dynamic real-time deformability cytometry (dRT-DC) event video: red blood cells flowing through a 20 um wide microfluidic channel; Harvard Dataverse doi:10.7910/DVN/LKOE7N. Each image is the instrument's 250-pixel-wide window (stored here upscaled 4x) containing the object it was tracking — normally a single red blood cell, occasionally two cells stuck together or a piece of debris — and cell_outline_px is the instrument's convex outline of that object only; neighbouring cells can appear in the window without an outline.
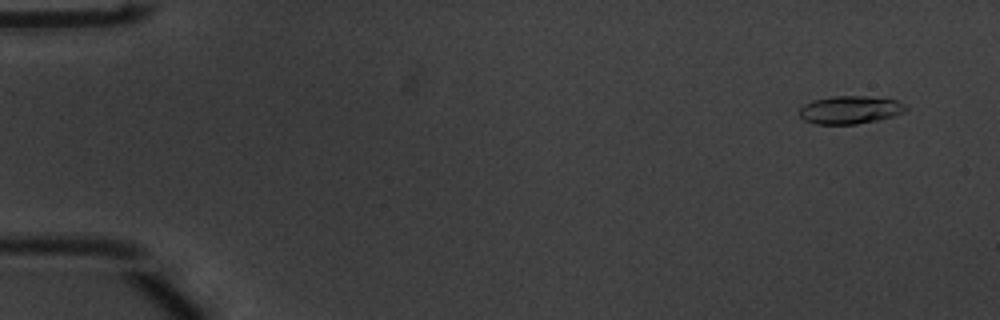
{"species": "common noctule bat (a hibernating species)", "species_latin": "Nyctalus noctula", "temperature_condition": "warm", "stored_images_in_passage": 53, "camera_frame_rate_fps": 3000, "um_per_image_px": 0.085, "animal": {"sex": "male", "body_mass_g": 20.1, "forearm_length_mm": 53.5}, "frame": {"image": 1, "passage_image": 4, "time_ms": 1.0, "image_size_px": [1000, 320], "cell_outline_px": [[908, 108], [904, 112], [892, 116], [876, 120], [856, 124], [816, 124], [804, 120], [800, 116], [800, 108], [804, 104], [812, 100], [832, 96], [864, 96], [896, 100], [904, 104]], "centroid_in_image_um": [72.23, 9.33], "position_along_channel_um": 12.8, "area_um2": 17.22}}
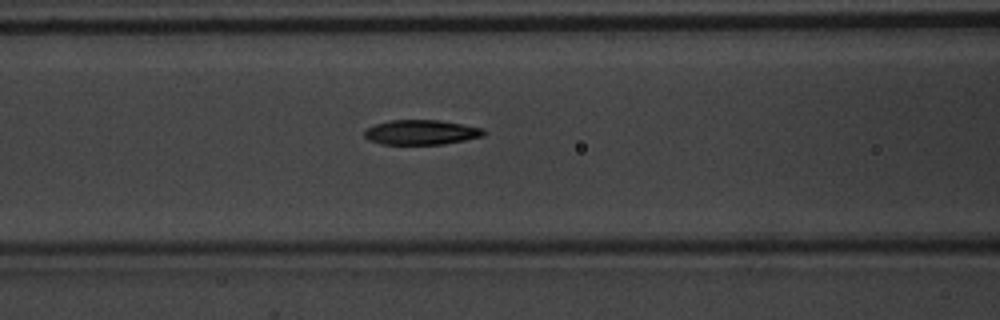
{"frame": {"image": 2, "passage_image": 23, "time_ms": 7.333, "image_size_px": [1000, 320], "cell_outline_px": [[484, 136], [444, 144], [384, 144], [368, 140], [364, 136], [364, 132], [368, 128], [376, 124], [388, 120], [440, 120], [484, 128]], "centroid_in_image_um": [35.81, 11.24], "position_along_channel_um": 130.8, "area_um2": 17.17}}
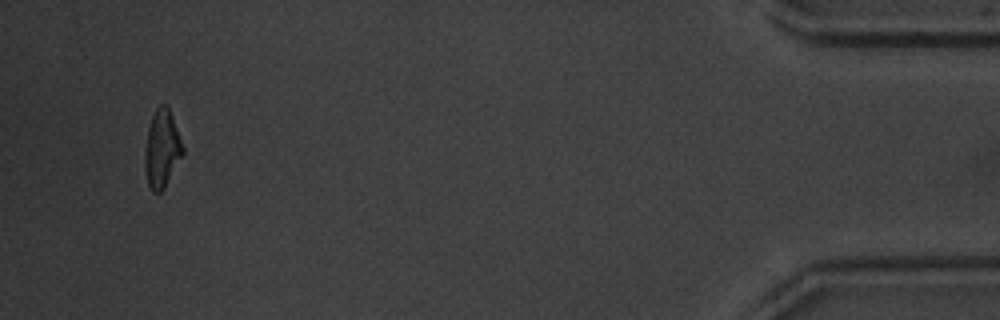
{"frame": {"image": 3, "passage_image": 51, "time_ms": 16.667, "image_size_px": [1000, 320], "cell_outline_px": [[184, 152], [164, 188], [160, 192], [152, 192], [148, 184], [144, 168], [144, 152], [148, 128], [152, 116], [156, 108], [160, 104], [168, 104], [184, 148]], "centroid_in_image_um": [13.75, 12.63], "position_along_channel_um": 421.4, "area_um2": 17.22}, "authors_computed_cell_mechanics": {"area_um2": 17.5134, "velocity_mm_per_s": 3.9034, "shape_relaxation_time_tau1_ms": 3.237, "shape_relaxation_time_tau2_ms": 2.9767, "deformation_change_tau1": 0.191, "deformation_change_tau2": 0.1001}}